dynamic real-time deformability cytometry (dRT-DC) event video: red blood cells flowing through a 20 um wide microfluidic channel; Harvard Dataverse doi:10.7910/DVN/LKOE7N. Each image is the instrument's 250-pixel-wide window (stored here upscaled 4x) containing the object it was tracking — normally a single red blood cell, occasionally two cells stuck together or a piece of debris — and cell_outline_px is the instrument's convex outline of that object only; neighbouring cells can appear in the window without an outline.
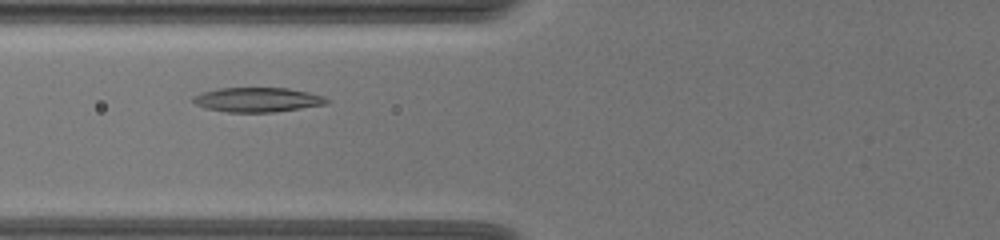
{"species": "common noctule bat (a hibernating species)", "species_latin": "Nyctalus noctula", "temperature_condition": "warm", "stored_images_in_passage": 47, "camera_frame_rate_fps": 3000, "um_per_image_px": 0.085, "animal": {"sex": "female", "body_mass_g": 19.5, "forearm_length_mm": 54.1}, "frame": {"image": 1, "passage_image": 12, "time_ms": 3.667, "image_size_px": [1000, 240], "cell_outline_px": [[328, 104], [272, 112], [228, 112], [208, 108], [196, 104], [192, 100], [192, 96], [200, 92], [220, 88], [288, 88], [308, 92], [324, 96], [328, 100]], "centroid_in_image_um": [21.88, 8.47], "position_along_channel_um": 103.9, "area_um2": 18.96}}
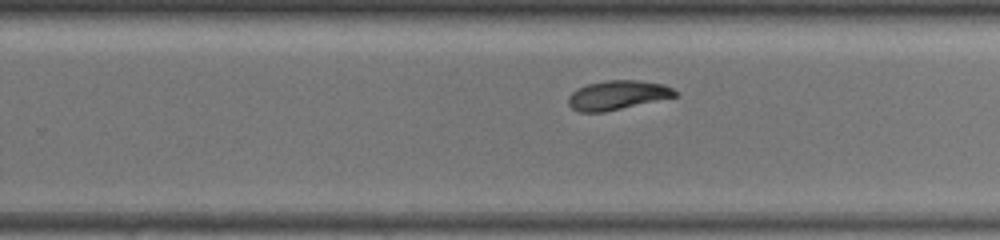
{"frame": {"image": 2, "passage_image": 27, "time_ms": 8.667, "image_size_px": [1000, 240], "cell_outline_px": [[676, 96], [604, 112], [580, 112], [572, 108], [568, 104], [568, 96], [576, 88], [588, 84], [608, 80], [640, 80], [664, 84], [672, 88], [676, 92]], "centroid_in_image_um": [52.45, 8.08], "position_along_channel_um": 277.4, "area_um2": 18.03}}
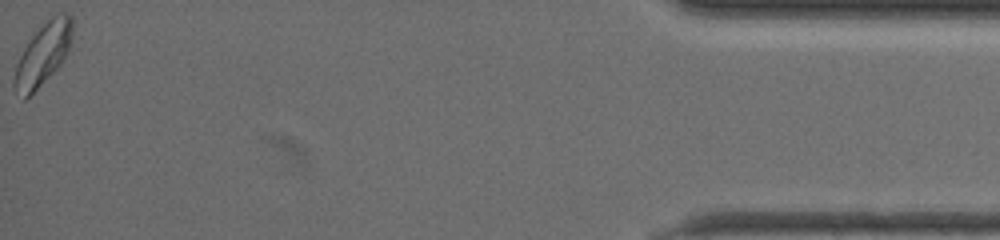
{"frame": {"image": 3, "passage_image": 47, "time_ms": 15.333, "image_size_px": [1000, 240], "cell_outline_px": [[72, 40], [60, 64], [24, 100], [12, 88], [12, 80], [16, 64], [24, 48], [36, 32], [56, 12], [64, 12], [72, 16]], "centroid_in_image_um": [3.63, 4.59], "position_along_channel_um": 431.6, "area_um2": 20.52}, "authors_computed_cell_mechanics": {"area_um2": 18.8428, "velocity_mm_per_s": 3.4725, "shape_relaxation_time_tau1_ms": 3.4217, "shape_relaxation_time_tau2_ms": 6.3618, "deformation_change_tau1": 0.1361, "deformation_change_tau2": 0.0943}}